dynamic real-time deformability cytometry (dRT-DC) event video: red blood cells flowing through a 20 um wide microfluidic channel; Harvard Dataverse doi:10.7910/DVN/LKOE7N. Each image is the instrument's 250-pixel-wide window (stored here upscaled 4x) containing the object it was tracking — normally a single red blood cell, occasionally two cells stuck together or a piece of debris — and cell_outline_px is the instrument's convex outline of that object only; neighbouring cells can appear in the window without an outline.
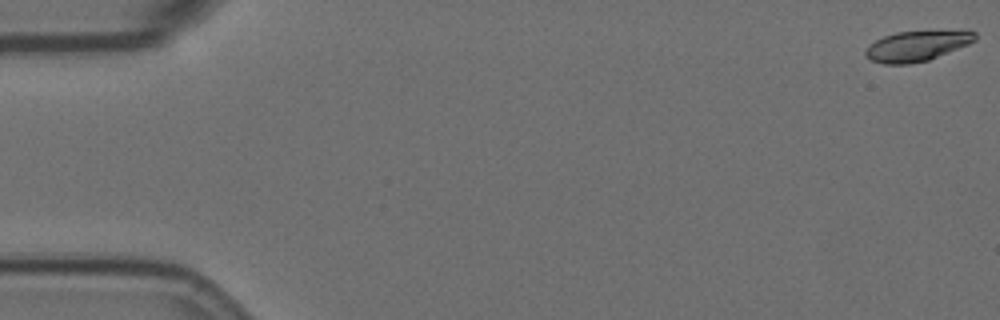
{"species": "Egyptian fruit bat (a non-hibernating species)", "species_latin": "Rousettus aegyptiacus", "temperature_condition": "room temperature", "stored_images_in_passage": 58, "camera_frame_rate_fps": 3000, "um_per_image_px": 0.085, "animal": {"sex": "female"}, "frame": {"image": 1, "passage_image": 1, "time_ms": 0.0, "image_size_px": [1000, 320], "cell_outline_px": [[976, 40], [968, 44], [928, 60], [908, 64], [884, 64], [872, 60], [864, 56], [864, 52], [868, 44], [884, 36], [896, 32], [976, 32]], "centroid_in_image_um": [77.83, 3.93], "position_along_channel_um": 7.2, "area_um2": 18.79}}
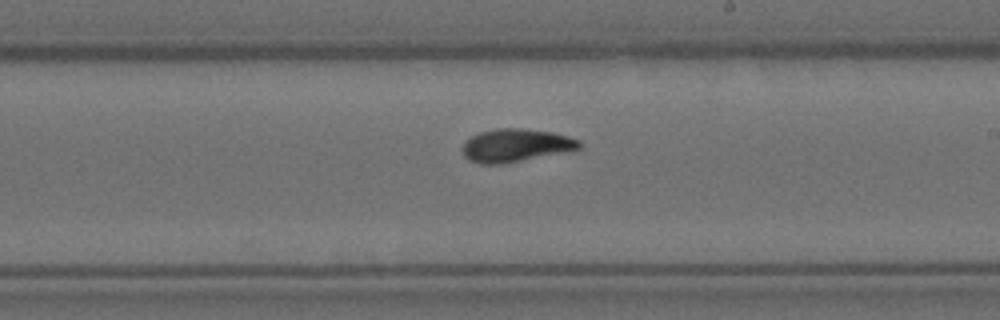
{"frame": {"image": 2, "passage_image": 34, "time_ms": 11.0, "image_size_px": [1000, 320], "cell_outline_px": [[580, 148], [504, 164], [480, 164], [468, 160], [464, 156], [464, 144], [472, 136], [480, 132], [496, 128], [524, 128], [552, 132], [568, 136], [580, 140]], "centroid_in_image_um": [43.82, 12.35], "position_along_channel_um": 245.2, "area_um2": 22.2}}
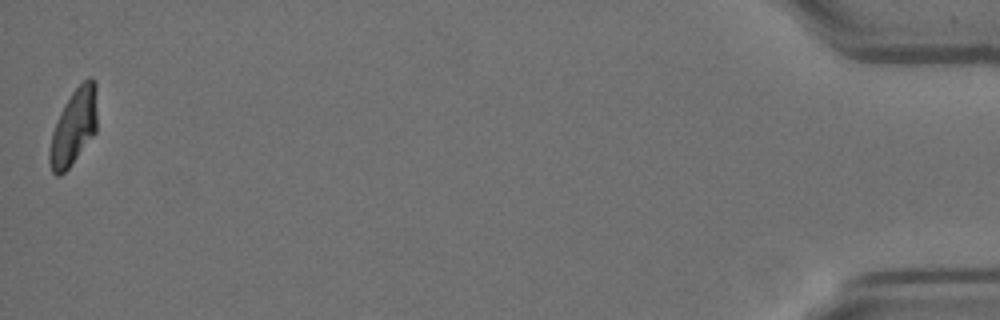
{"frame": {"image": 3, "passage_image": 58, "time_ms": 19.0, "image_size_px": [1000, 320], "cell_outline_px": [[96, 132], [72, 164], [60, 176], [56, 176], [52, 172], [48, 160], [48, 156], [52, 132], [60, 112], [64, 104], [72, 92], [88, 76], [92, 76], [96, 84]], "centroid_in_image_um": [6.26, 10.8], "position_along_channel_um": 428.9, "area_um2": 21.1}, "authors_computed_cell_mechanics": {"area_um2": 21.3282, "velocity_mm_per_s": 3.5002, "shape_relaxation_time_tau1_ms": 5.4567, "shape_relaxation_time_tau2_ms": 1.2317, "deformation_change_tau1": 0.2036, "deformation_change_tau2": 0.072}}